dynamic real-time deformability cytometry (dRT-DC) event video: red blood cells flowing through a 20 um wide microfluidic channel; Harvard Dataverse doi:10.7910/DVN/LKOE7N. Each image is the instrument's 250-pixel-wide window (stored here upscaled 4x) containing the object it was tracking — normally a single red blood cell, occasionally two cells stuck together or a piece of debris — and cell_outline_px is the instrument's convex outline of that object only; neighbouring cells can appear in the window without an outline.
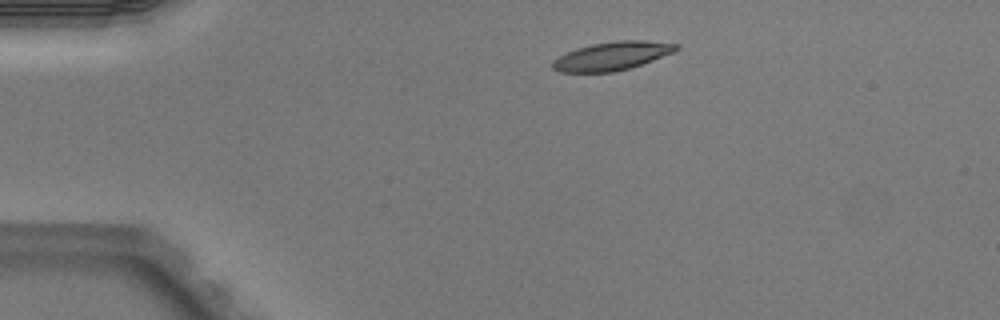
{"species": "Egyptian fruit bat (a non-hibernating species)", "species_latin": "Rousettus aegyptiacus", "temperature_condition": "warm", "stored_images_in_passage": 5, "camera_frame_rate_fps": 3000, "um_per_image_px": 0.085, "animal": {"sex": "male"}, "frame": {"image": 1, "passage_image": 2, "time_ms": 0.333, "image_size_px": [1000, 320], "cell_outline_px": [[680, 48], [676, 52], [628, 68], [612, 72], [560, 72], [552, 68], [552, 60], [576, 48], [592, 44], [616, 40], [644, 40], [680, 44]], "centroid_in_image_um": [52.05, 4.74], "position_along_channel_um": 32.9, "area_um2": 20.46}}
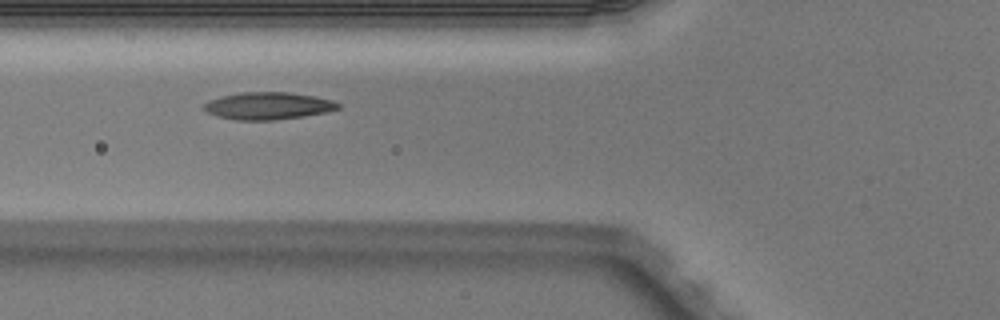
{"frame": {"image": 2, "passage_image": 4, "time_ms": 1.0, "image_size_px": [1000, 320], "cell_outline_px": [[340, 108], [328, 112], [304, 116], [272, 120], [236, 120], [216, 116], [200, 108], [200, 104], [208, 100], [220, 96], [240, 92], [288, 92], [316, 96], [332, 100], [340, 104]], "centroid_in_image_um": [22.74, 8.99], "position_along_channel_um": 103.1, "area_um2": 21.68}}
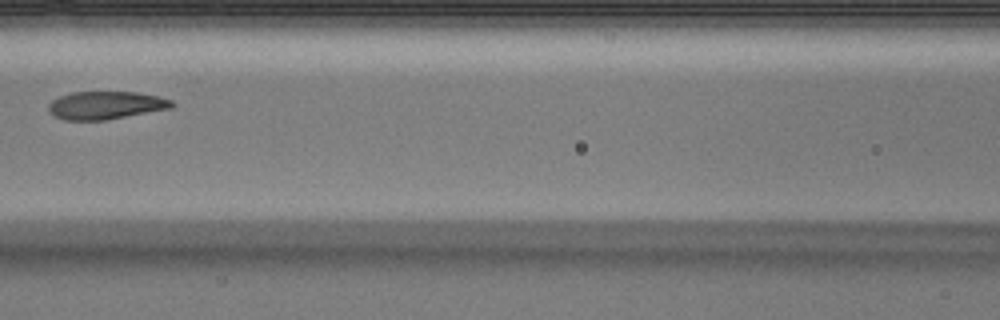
{"frame": {"image": 3, "passage_image": 5, "time_ms": 1.333, "image_size_px": [1000, 320], "cell_outline_px": [[176, 104], [172, 108], [104, 120], [64, 120], [48, 112], [48, 104], [52, 100], [60, 96], [72, 92], [136, 92], [156, 96], [172, 100]], "centroid_in_image_um": [8.98, 8.95], "position_along_channel_um": 157.6, "area_um2": 20.0}}